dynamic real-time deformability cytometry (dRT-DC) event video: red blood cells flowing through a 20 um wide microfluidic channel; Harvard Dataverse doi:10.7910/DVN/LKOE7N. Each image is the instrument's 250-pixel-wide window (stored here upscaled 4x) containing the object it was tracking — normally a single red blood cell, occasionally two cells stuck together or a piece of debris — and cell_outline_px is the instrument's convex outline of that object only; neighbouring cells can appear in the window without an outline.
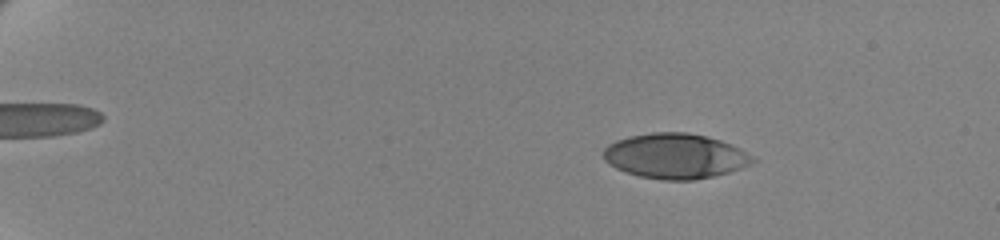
{"species": "human", "species_latin": "Homo sapiens", "temperature_condition": "cold", "stored_images_in_passage": 61, "camera_frame_rate_fps": 3000, "um_per_image_px": 0.085, "donor": {"sex": "female"}, "frame": {"image": 1, "passage_image": 11, "time_ms": 3.333, "image_size_px": [1000, 240], "cell_outline_px": [[756, 160], [740, 168], [728, 172], [712, 176], [692, 180], [664, 180], [640, 176], [616, 168], [608, 164], [604, 160], [604, 148], [608, 144], [616, 140], [628, 136], [652, 132], [688, 132], [720, 140], [756, 156]], "centroid_in_image_um": [57.37, 13.25], "position_along_channel_um": 27.6, "area_um2": 39.02}}
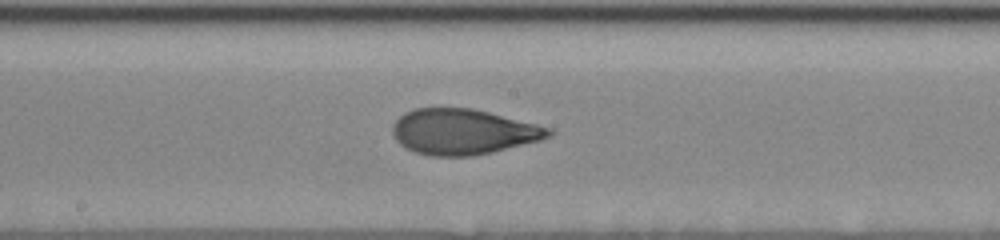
{"frame": {"image": 2, "passage_image": 37, "time_ms": 12.0, "image_size_px": [1000, 240], "cell_outline_px": [[552, 136], [540, 140], [492, 152], [472, 156], [428, 156], [416, 152], [400, 144], [396, 140], [392, 132], [392, 124], [404, 112], [416, 108], [472, 108], [552, 128]], "centroid_in_image_um": [39.34, 11.2], "position_along_channel_um": 208.9, "area_um2": 41.27}}
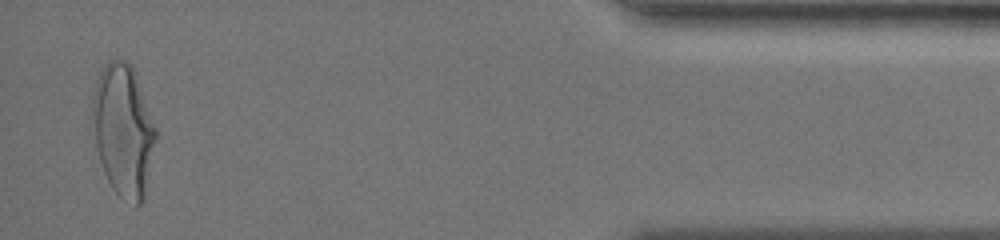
{"frame": {"image": 3, "passage_image": 60, "time_ms": 19.667, "image_size_px": [1000, 240], "cell_outline_px": [[156, 140], [144, 200], [136, 208], [120, 196], [112, 188], [104, 172], [96, 148], [92, 108], [92, 92], [96, 80], [100, 72], [112, 60], [128, 60], [132, 68], [156, 128]], "centroid_in_image_um": [10.48, 11.13], "position_along_channel_um": 424.7, "area_um2": 48.15}, "authors_computed_cell_mechanics": {"area_um2": 40.6334, "velocity_mm_per_s": 3.4775, "shape_relaxation_time_tau1_ms": 4.6208, "shape_relaxation_time_tau2_ms": 1.1605, "deformation_change_tau1": 0.1812, "deformation_change_tau2": 0.0786}}